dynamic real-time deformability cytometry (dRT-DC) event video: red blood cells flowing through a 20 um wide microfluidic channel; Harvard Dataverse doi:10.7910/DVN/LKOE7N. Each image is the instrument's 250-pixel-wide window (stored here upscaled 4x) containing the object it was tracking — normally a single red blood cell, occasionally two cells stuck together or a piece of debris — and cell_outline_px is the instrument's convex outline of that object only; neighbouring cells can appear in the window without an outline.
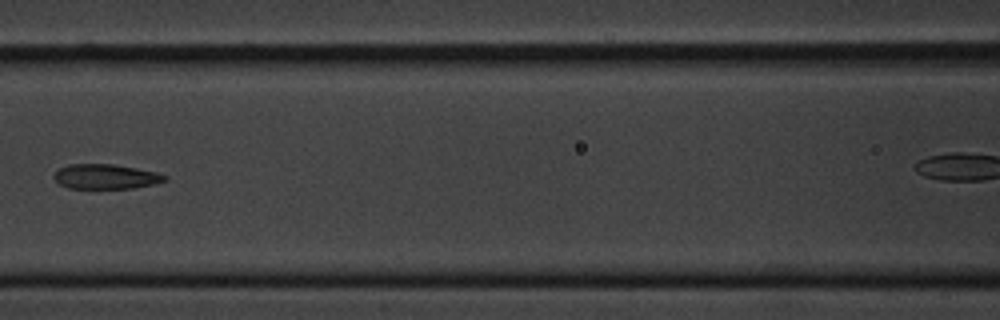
{"species": "common noctule bat (a hibernating species)", "species_latin": "Nyctalus noctula", "temperature_condition": "cold", "stored_images_in_passage": 9, "camera_frame_rate_fps": 3000, "um_per_image_px": 0.085, "animal": {"sex": "male", "body_mass_g": 20.1, "forearm_length_mm": 53.5}, "frame": {"image": 1, "passage_image": 8, "time_ms": 8.333, "image_size_px": [1000, 320], "cell_outline_px": [[168, 180], [156, 184], [132, 188], [68, 188], [60, 184], [52, 176], [60, 168], [68, 164], [112, 164], [136, 168], [156, 172], [168, 176]], "centroid_in_image_um": [9.02, 15.01], "position_along_channel_um": 157.6, "area_um2": 16.01}}